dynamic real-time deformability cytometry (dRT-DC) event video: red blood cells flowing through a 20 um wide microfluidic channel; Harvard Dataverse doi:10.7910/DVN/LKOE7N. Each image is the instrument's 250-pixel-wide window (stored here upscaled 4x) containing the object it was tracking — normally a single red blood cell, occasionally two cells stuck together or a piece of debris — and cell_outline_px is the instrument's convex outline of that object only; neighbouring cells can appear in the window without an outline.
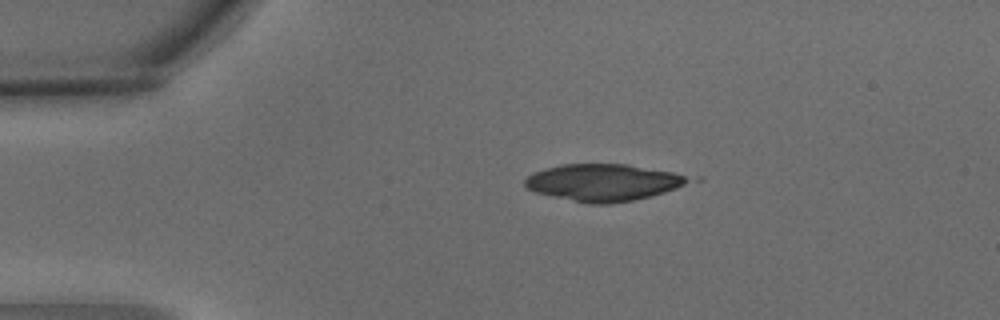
{"species": "common noctule bat (a hibernating species)", "species_latin": "Nyctalus noctula", "temperature_condition": "warm", "stored_images_in_passage": 2, "camera_frame_rate_fps": 3000, "um_per_image_px": 0.085, "animal": {"sex": "male", "body_mass_g": 15.6}, "frame": {"image": 1, "passage_image": 1, "time_ms": 0.0, "image_size_px": [1000, 320], "cell_outline_px": [[704, 180], [664, 192], [632, 200], [608, 204], [592, 204], [536, 192], [524, 188], [524, 180], [528, 176], [536, 172], [560, 164], [628, 164], [704, 176]], "centroid_in_image_um": [51.52, 15.48], "position_along_channel_um": 33.5, "area_um2": 36.01}}